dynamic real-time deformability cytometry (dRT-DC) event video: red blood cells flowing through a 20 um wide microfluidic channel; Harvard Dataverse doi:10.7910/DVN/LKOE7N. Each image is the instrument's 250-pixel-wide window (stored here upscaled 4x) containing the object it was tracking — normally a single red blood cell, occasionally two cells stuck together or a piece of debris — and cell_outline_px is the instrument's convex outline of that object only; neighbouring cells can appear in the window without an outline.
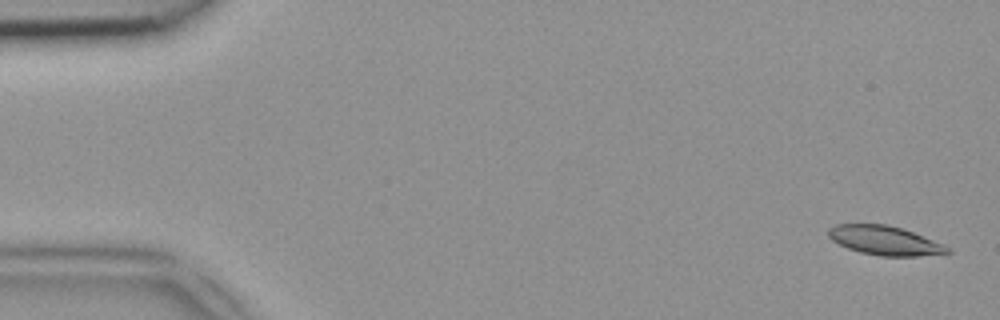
{"species": "common noctule bat (a hibernating species)", "species_latin": "Nyctalus noctula", "temperature_condition": "room temperature", "stored_images_in_passage": 49, "camera_frame_rate_fps": 3000, "um_per_image_px": 0.085, "animal": {"sex": "female", "body_mass_g": 18.4}, "frame": {"image": 1, "passage_image": 2, "time_ms": 0.333, "image_size_px": [1000, 320], "cell_outline_px": [[952, 252], [916, 256], [880, 256], [860, 252], [848, 248], [832, 240], [828, 236], [828, 228], [836, 224], [888, 224], [912, 232], [944, 244]], "centroid_in_image_um": [75.17, 20.44], "position_along_channel_um": 9.8, "area_um2": 20.0}}
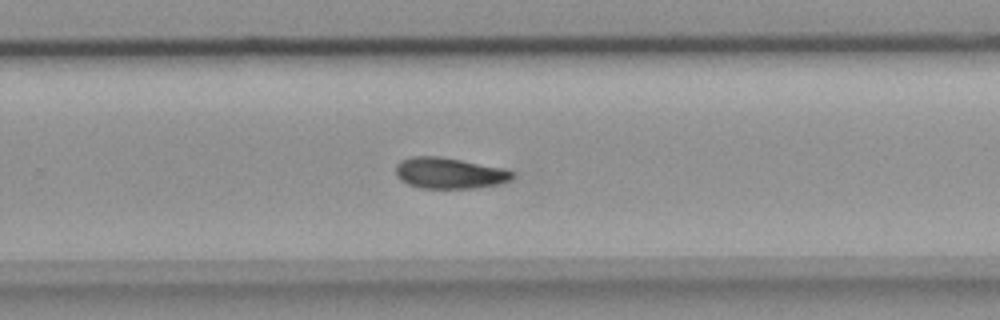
{"frame": {"image": 2, "passage_image": 32, "time_ms": 10.333, "image_size_px": [1000, 320], "cell_outline_px": [[516, 176], [512, 180], [480, 188], [420, 188], [408, 184], [400, 180], [396, 172], [396, 164], [400, 160], [412, 156], [440, 156], [504, 168], [516, 172]], "centroid_in_image_um": [38.23, 14.71], "position_along_channel_um": 291.6, "area_um2": 21.33}}
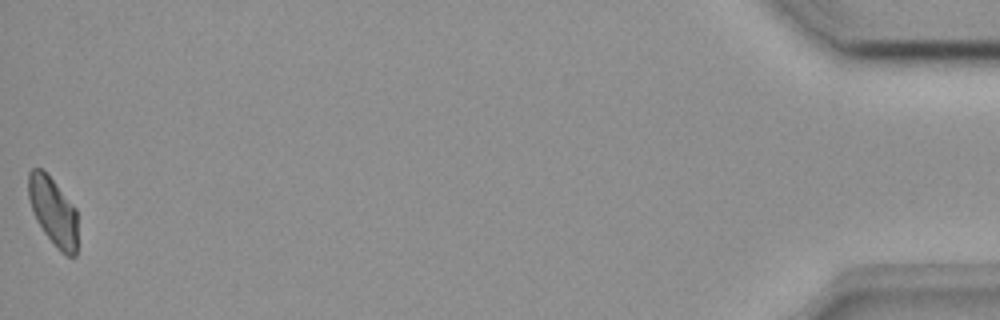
{"frame": {"image": 3, "passage_image": 49, "time_ms": 16.0, "image_size_px": [1000, 320], "cell_outline_px": [[76, 256], [68, 256], [60, 252], [44, 232], [36, 220], [28, 196], [28, 172], [32, 168], [40, 168], [52, 180], [76, 208]], "centroid_in_image_um": [4.5, 17.98], "position_along_channel_um": 430.7, "area_um2": 19.19}}